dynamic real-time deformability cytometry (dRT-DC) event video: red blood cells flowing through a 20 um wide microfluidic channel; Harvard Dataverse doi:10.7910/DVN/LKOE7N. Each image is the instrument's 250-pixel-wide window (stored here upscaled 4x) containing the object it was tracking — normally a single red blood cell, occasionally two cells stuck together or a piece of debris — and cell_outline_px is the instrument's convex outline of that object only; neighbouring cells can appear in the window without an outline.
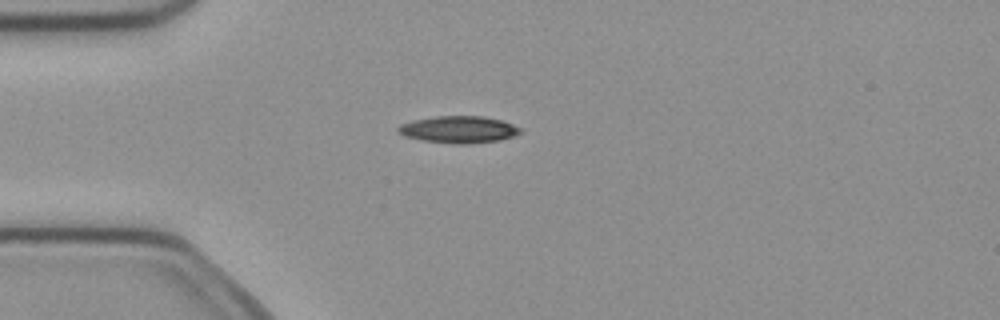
{"species": "common noctule bat (a hibernating species)", "species_latin": "Nyctalus noctula", "temperature_condition": "cold", "stored_images_in_passage": 2, "camera_frame_rate_fps": 3000, "um_per_image_px": 0.085, "animal": {"sex": "female", "body_mass_g": 21.9}, "frame": {"image": 1, "passage_image": 2, "time_ms": 0.333, "image_size_px": [1000, 320], "cell_outline_px": [[524, 132], [516, 136], [500, 140], [468, 144], [456, 144], [424, 140], [404, 136], [396, 132], [396, 128], [400, 124], [412, 120], [436, 116], [484, 116], [500, 120], [512, 124], [520, 128]], "centroid_in_image_um": [38.99, 11.01], "position_along_channel_um": 46.0, "area_um2": 19.36}}